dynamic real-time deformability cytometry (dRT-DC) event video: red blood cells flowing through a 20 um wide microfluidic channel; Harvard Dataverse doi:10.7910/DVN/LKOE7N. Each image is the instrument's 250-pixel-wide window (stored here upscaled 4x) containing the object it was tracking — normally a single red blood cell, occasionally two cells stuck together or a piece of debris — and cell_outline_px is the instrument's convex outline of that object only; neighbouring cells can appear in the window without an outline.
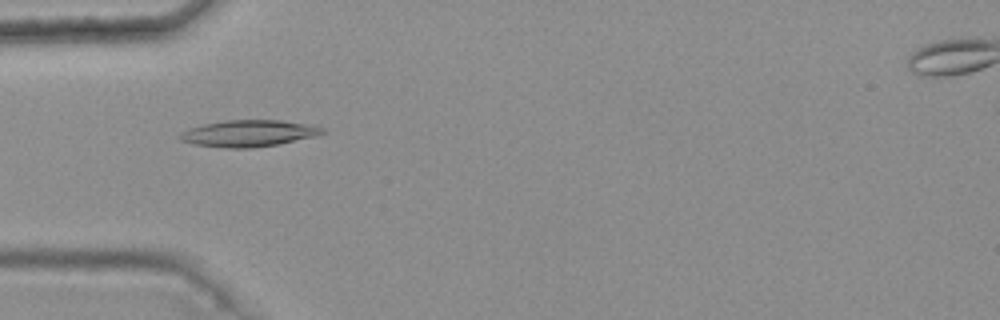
{"species": "common noctule bat (a hibernating species)", "species_latin": "Nyctalus noctula", "temperature_condition": "warm", "stored_images_in_passage": 7, "camera_frame_rate_fps": 3000, "um_per_image_px": 0.085, "animal": {"sex": "female", "body_mass_g": 25.1}, "frame": {"image": 1, "passage_image": 2, "time_ms": 0.333, "image_size_px": [1000, 320], "cell_outline_px": [[328, 132], [320, 136], [276, 144], [252, 148], [224, 148], [192, 144], [180, 140], [176, 136], [180, 132], [188, 128], [204, 124], [224, 120], [280, 120], [304, 124], [324, 128]], "centroid_in_image_um": [21.11, 11.34], "position_along_channel_um": 63.9, "area_um2": 22.31}}
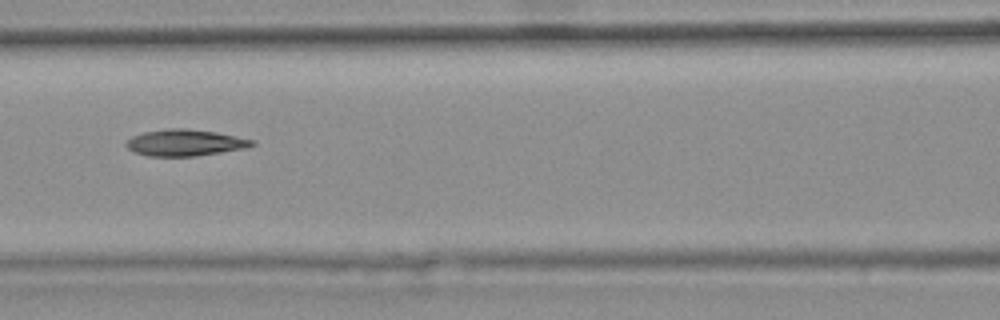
{"frame": {"image": 2, "passage_image": 4, "time_ms": 1.0, "image_size_px": [1000, 320], "cell_outline_px": [[256, 144], [244, 148], [196, 156], [148, 156], [136, 152], [128, 148], [124, 144], [132, 136], [144, 132], [168, 128], [188, 128], [216, 132], [256, 140]], "centroid_in_image_um": [15.74, 12.12], "position_along_channel_um": 150.9, "area_um2": 19.36}}
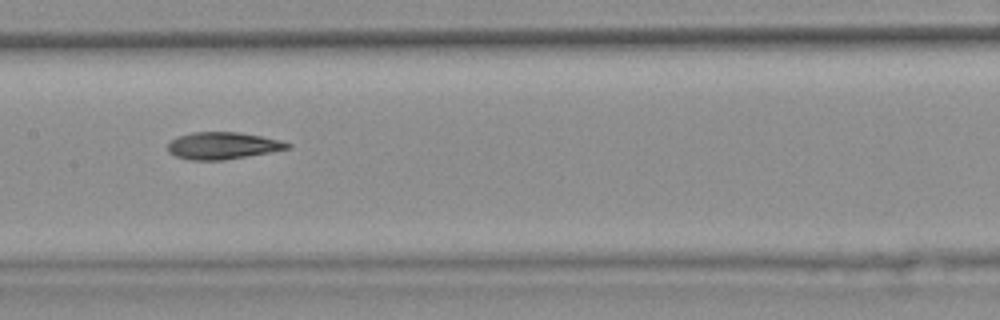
{"frame": {"image": 3, "passage_image": 5, "time_ms": 1.333, "image_size_px": [1000, 320], "cell_outline_px": [[292, 144], [288, 148], [248, 156], [224, 160], [188, 160], [176, 156], [168, 152], [168, 144], [176, 136], [192, 132], [240, 132], [280, 140]], "centroid_in_image_um": [18.88, 12.38], "position_along_channel_um": 188.5, "area_um2": 18.79}}